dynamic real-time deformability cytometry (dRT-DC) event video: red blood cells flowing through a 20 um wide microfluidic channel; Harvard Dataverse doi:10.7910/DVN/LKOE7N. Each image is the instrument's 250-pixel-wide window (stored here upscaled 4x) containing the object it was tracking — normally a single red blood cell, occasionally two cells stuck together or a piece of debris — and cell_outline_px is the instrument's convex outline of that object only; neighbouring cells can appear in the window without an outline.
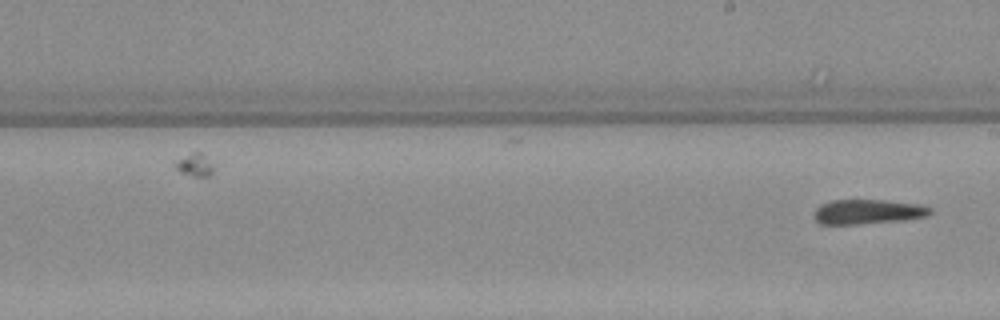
{"species": "Egyptian fruit bat (a non-hibernating species)", "species_latin": "Rousettus aegyptiacus", "temperature_condition": "warm", "stored_images_in_passage": 22, "camera_frame_rate_fps": 3000, "um_per_image_px": 0.085, "animal": {"sex": "female"}, "frame": {"image": 1, "passage_image": 22, "time_ms": 7.0, "image_size_px": [1000, 320], "cell_outline_px": [[932, 212], [928, 216], [904, 220], [856, 224], [820, 224], [812, 216], [812, 212], [820, 204], [832, 200], [884, 200], [920, 204], [932, 208]], "centroid_in_image_um": [73.75, 17.99], "position_along_channel_um": 215.3, "area_um2": 16.88}}